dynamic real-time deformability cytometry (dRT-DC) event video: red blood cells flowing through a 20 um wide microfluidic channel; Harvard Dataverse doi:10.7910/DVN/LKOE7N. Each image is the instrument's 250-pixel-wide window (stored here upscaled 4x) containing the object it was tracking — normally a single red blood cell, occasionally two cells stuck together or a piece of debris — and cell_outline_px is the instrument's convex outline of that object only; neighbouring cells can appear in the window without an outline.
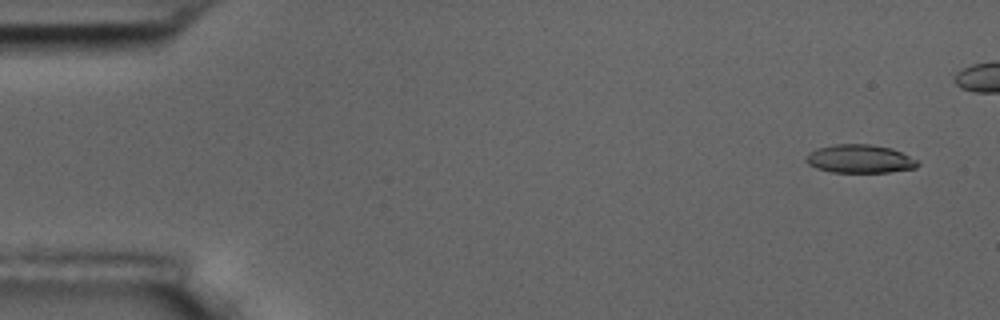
{"species": "common noctule bat (a hibernating species)", "species_latin": "Nyctalus noctula", "temperature_condition": "room temperature", "stored_images_in_passage": 8, "camera_frame_rate_fps": 3000, "um_per_image_px": 0.085, "animal": {"sex": "male", "body_mass_g": 17.5, "forearm_length_mm": 52.3}, "frame": {"image": 1, "passage_image": 1, "time_ms": 0.0, "image_size_px": [1000, 320], "cell_outline_px": [[920, 164], [916, 168], [888, 172], [832, 172], [816, 168], [808, 164], [804, 160], [808, 152], [816, 148], [832, 144], [868, 144], [892, 148], [920, 160]], "centroid_in_image_um": [73.09, 13.5], "position_along_channel_um": 11.9, "area_um2": 18.73}}
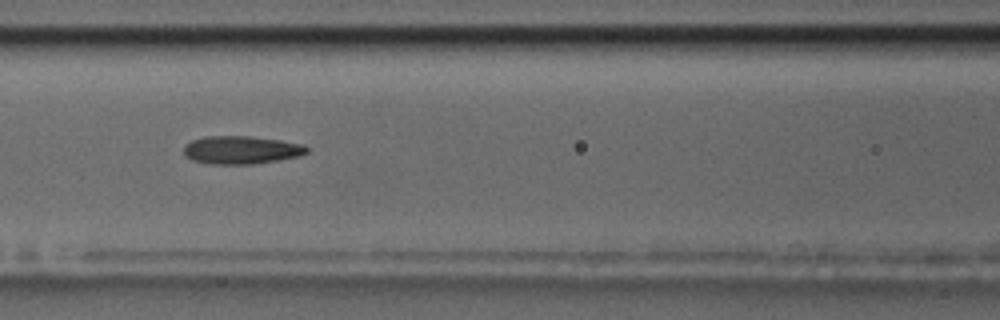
{"frame": {"image": 2, "passage_image": 7, "time_ms": 7.0, "image_size_px": [1000, 320], "cell_outline_px": [[308, 152], [300, 156], [256, 164], [212, 164], [192, 160], [184, 156], [184, 144], [192, 140], [204, 136], [252, 136], [280, 140], [304, 144], [308, 148]], "centroid_in_image_um": [20.5, 12.74], "position_along_channel_um": 146.1, "area_um2": 20.35}}
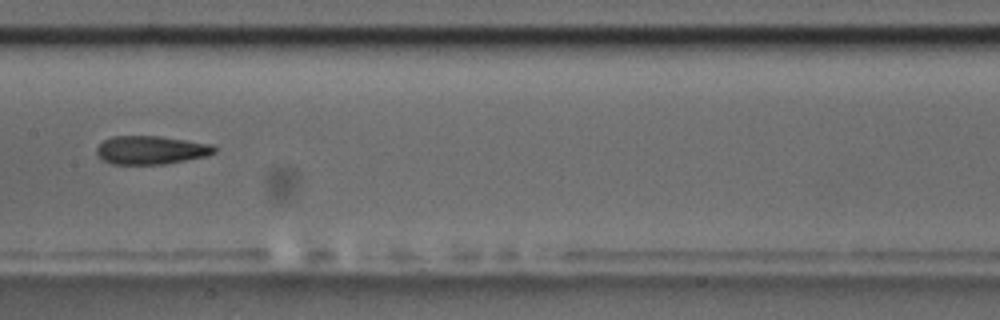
{"frame": {"image": 3, "passage_image": 8, "time_ms": 8.333, "image_size_px": [1000, 320], "cell_outline_px": [[216, 152], [208, 156], [164, 164], [112, 164], [104, 160], [96, 152], [96, 148], [104, 140], [112, 136], [160, 136], [212, 144], [216, 148]], "centroid_in_image_um": [12.86, 12.75], "position_along_channel_um": 194.5, "area_um2": 19.48}}